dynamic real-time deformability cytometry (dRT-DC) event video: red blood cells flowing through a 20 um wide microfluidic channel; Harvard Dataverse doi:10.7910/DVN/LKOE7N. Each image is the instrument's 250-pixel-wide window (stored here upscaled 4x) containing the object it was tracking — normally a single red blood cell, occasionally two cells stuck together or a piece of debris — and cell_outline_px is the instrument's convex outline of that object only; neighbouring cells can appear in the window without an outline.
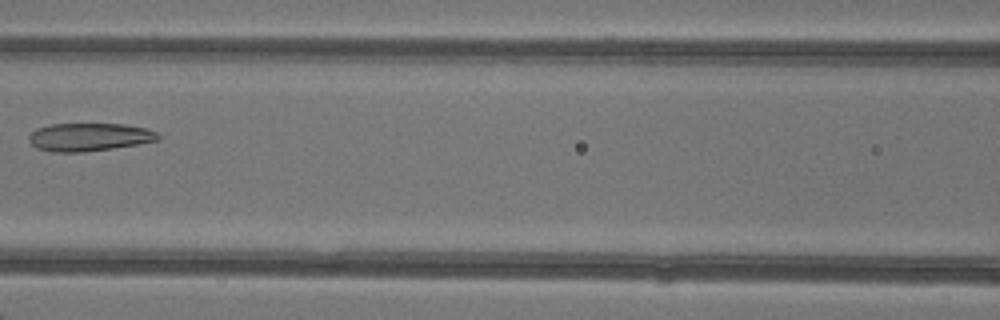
{"species": "common noctule bat (a hibernating species)", "species_latin": "Nyctalus noctula", "temperature_condition": "warm", "stored_images_in_passage": 5, "camera_frame_rate_fps": 3000, "um_per_image_px": 0.085, "animal": {"sex": "female"}, "frame": {"image": 1, "passage_image": 4, "time_ms": 3.667, "image_size_px": [1000, 320], "cell_outline_px": [[160, 140], [112, 148], [80, 152], [52, 152], [36, 148], [28, 140], [28, 136], [36, 128], [52, 124], [124, 124], [144, 128], [156, 132], [160, 136]], "centroid_in_image_um": [7.55, 11.65], "position_along_channel_um": 159.1, "area_um2": 20.98}}
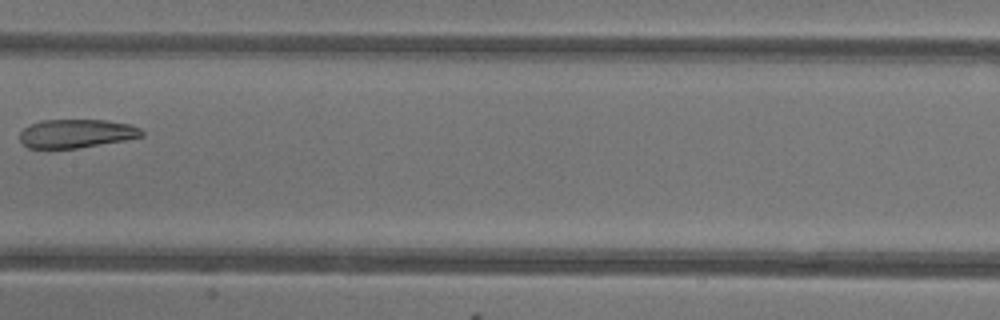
{"frame": {"image": 2, "passage_image": 5, "time_ms": 4.667, "image_size_px": [1000, 320], "cell_outline_px": [[144, 136], [124, 140], [76, 148], [28, 148], [20, 140], [20, 132], [28, 124], [40, 120], [108, 120], [132, 124], [140, 128], [144, 132]], "centroid_in_image_um": [6.5, 11.33], "position_along_channel_um": 200.9, "area_um2": 20.4}}